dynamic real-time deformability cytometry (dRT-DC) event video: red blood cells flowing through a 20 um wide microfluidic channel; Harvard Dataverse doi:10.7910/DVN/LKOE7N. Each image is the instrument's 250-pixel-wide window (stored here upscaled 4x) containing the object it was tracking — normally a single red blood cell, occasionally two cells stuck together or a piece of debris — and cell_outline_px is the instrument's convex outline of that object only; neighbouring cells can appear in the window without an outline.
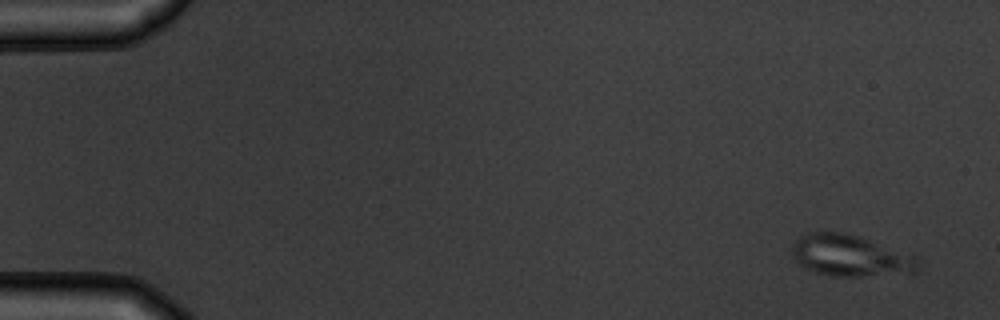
{"species": "common noctule bat (a hibernating species)", "species_latin": "Nyctalus noctula", "temperature_condition": "warm", "stored_images_in_passage": 6, "camera_frame_rate_fps": 3000, "um_per_image_px": 0.085, "animal": {"sex": "male", "body_mass_g": 19.5, "forearm_length_mm": 54.6}, "frame": {"image": 1, "passage_image": 1, "time_ms": 0.0, "image_size_px": [1000, 320], "cell_outline_px": [[920, 264], [916, 272], [860, 276], [832, 276], [816, 272], [800, 264], [796, 260], [792, 252], [792, 244], [800, 236], [808, 232], [840, 232], [856, 236], [916, 256], [920, 260]], "centroid_in_image_um": [72.27, 21.74], "position_along_channel_um": 12.7, "area_um2": 29.88}}